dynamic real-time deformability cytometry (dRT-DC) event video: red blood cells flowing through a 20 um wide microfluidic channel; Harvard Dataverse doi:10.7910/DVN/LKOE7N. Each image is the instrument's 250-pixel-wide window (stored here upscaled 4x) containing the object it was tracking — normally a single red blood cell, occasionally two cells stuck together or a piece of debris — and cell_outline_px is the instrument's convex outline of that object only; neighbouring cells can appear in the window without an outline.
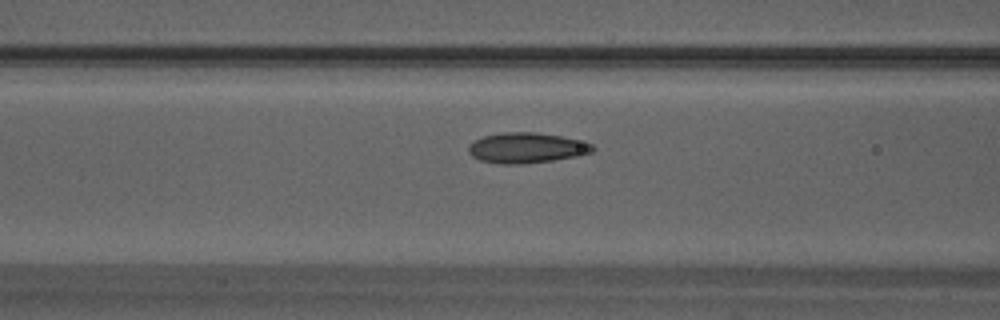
{"species": "Egyptian fruit bat (a non-hibernating species)", "species_latin": "Rousettus aegyptiacus", "temperature_condition": "warm", "stored_images_in_passage": 49, "camera_frame_rate_fps": 3000, "um_per_image_px": 0.085, "animal": {"sex": "male"}, "frame": {"image": 1, "passage_image": 20, "time_ms": 6.333, "image_size_px": [1000, 320], "cell_outline_px": [[596, 148], [592, 152], [576, 156], [552, 160], [524, 164], [500, 164], [480, 160], [472, 156], [468, 152], [468, 144], [484, 136], [500, 132], [536, 132], [560, 136], [592, 144]], "centroid_in_image_um": [44.72, 12.57], "position_along_channel_um": 121.9, "area_um2": 21.91}}
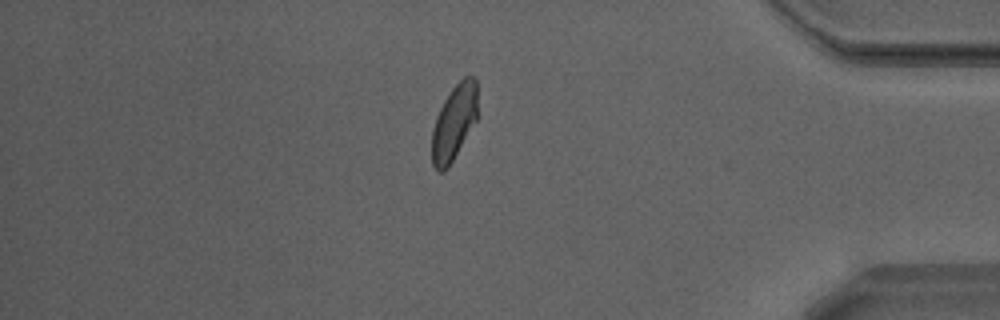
{"frame": {"image": 2, "passage_image": 42, "time_ms": 13.667, "image_size_px": [1000, 320], "cell_outline_px": [[480, 116], [448, 168], [444, 172], [436, 172], [432, 164], [432, 128], [436, 116], [444, 100], [452, 88], [464, 76], [476, 76]], "centroid_in_image_um": [38.64, 10.39], "position_along_channel_um": 396.6, "area_um2": 20.87}}
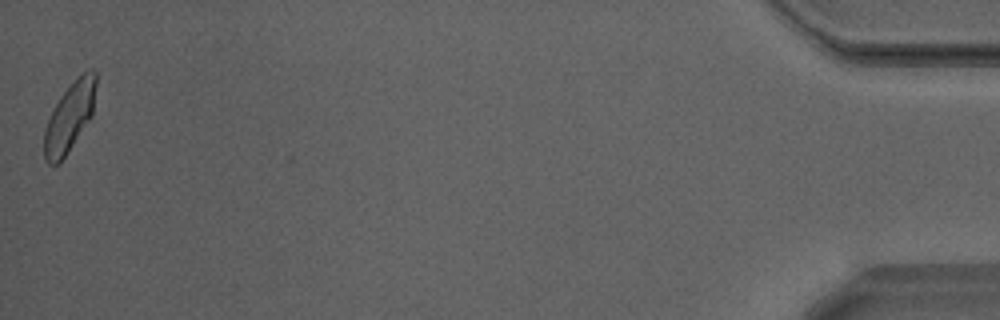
{"frame": {"image": 3, "passage_image": 49, "time_ms": 16.0, "image_size_px": [1000, 320], "cell_outline_px": [[96, 84], [92, 116], [64, 156], [56, 164], [48, 164], [44, 160], [44, 132], [48, 120], [60, 96], [88, 68], [92, 68], [96, 72]], "centroid_in_image_um": [5.92, 9.94], "position_along_channel_um": 429.3, "area_um2": 20.23}, "authors_computed_cell_mechanics": {"area_um2": 21.0392, "velocity_mm_per_s": 4.2113, "shape_relaxation_time_tau1_ms": 3.1806, "shape_relaxation_time_tau2_ms": 1.4425, "deformation_change_tau1": 0.1357, "deformation_change_tau2": 0.0428}}